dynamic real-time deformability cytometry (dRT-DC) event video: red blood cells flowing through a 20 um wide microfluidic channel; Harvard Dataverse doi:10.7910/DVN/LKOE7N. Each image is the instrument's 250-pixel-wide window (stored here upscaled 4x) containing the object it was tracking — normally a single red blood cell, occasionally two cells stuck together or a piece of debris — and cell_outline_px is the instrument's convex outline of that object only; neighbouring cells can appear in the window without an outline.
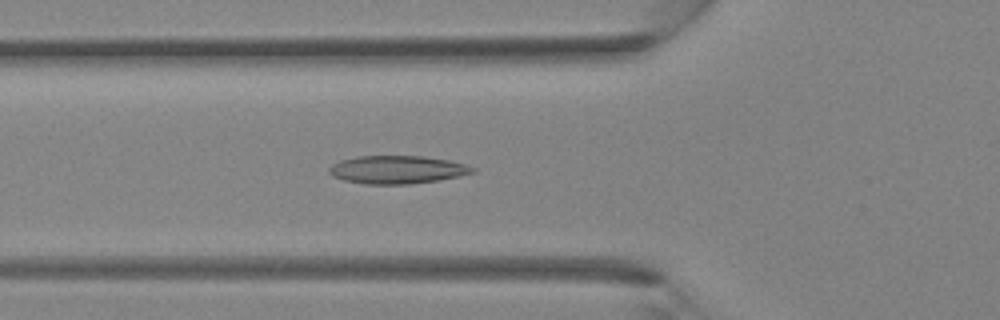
{"species": "Egyptian fruit bat (a non-hibernating species)", "species_latin": "Rousettus aegyptiacus", "temperature_condition": "room temperature", "stored_images_in_passage": 40, "camera_frame_rate_fps": 3000, "um_per_image_px": 0.085, "animal": {"sex": "female"}, "frame": {"image": 1, "passage_image": 14, "time_ms": 4.333, "image_size_px": [1000, 320], "cell_outline_px": [[476, 172], [460, 176], [436, 180], [408, 184], [364, 184], [344, 180], [332, 176], [328, 172], [328, 168], [332, 164], [340, 160], [360, 156], [424, 156], [448, 160], [464, 164], [476, 168]], "centroid_in_image_um": [33.74, 14.42], "position_along_channel_um": 92.1, "area_um2": 23.41}}
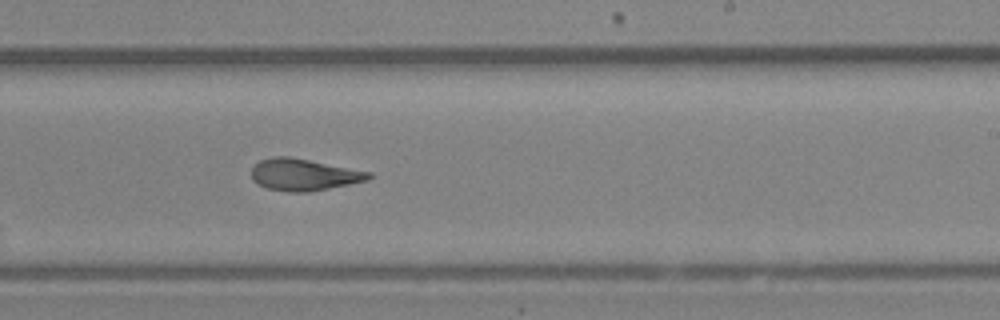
{"frame": {"image": 2, "passage_image": 24, "time_ms": 7.667, "image_size_px": [1000, 320], "cell_outline_px": [[372, 176], [368, 180], [308, 192], [288, 192], [268, 188], [256, 184], [252, 180], [252, 168], [260, 160], [272, 156], [288, 156], [372, 172]], "centroid_in_image_um": [25.8, 14.84], "position_along_channel_um": 263.2, "area_um2": 21.62}}
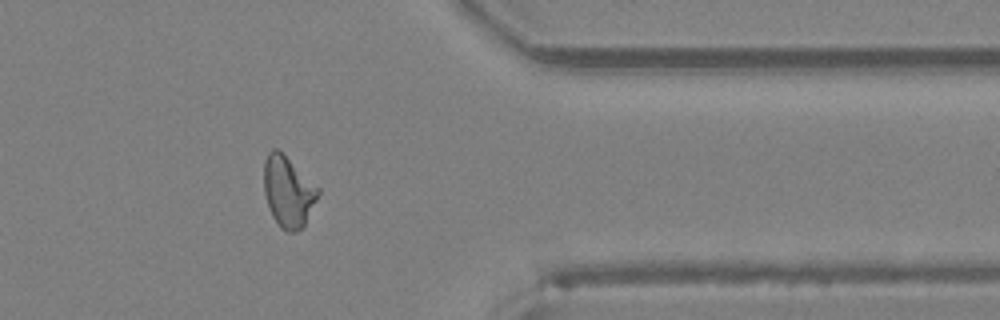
{"frame": {"image": 3, "passage_image": 32, "time_ms": 10.333, "image_size_px": [1000, 320], "cell_outline_px": [[320, 192], [304, 224], [300, 228], [292, 232], [284, 232], [280, 228], [272, 216], [264, 192], [264, 160], [268, 152], [272, 148], [276, 148], [284, 152], [320, 188]], "centroid_in_image_um": [24.48, 16.23], "position_along_channel_um": 386.9, "area_um2": 22.54}}